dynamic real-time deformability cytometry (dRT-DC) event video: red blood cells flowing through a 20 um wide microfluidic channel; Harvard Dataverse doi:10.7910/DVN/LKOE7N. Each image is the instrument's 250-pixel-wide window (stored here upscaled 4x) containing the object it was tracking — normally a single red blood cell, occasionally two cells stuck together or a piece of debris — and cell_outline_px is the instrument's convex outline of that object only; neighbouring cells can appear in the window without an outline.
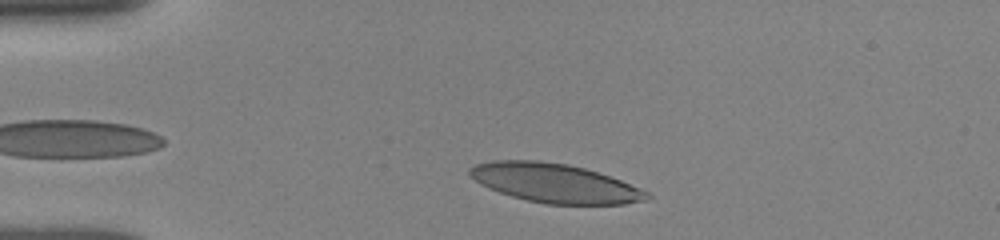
{"species": "human", "species_latin": "Homo sapiens", "temperature_condition": "room temperature", "stored_images_in_passage": 7, "camera_frame_rate_fps": 3000, "um_per_image_px": 0.085, "donor": {"sex": "female"}, "frame": {"image": 1, "passage_image": 3, "time_ms": 0.667, "image_size_px": [1000, 240], "cell_outline_px": [[652, 196], [648, 200], [624, 204], [544, 204], [512, 196], [488, 188], [480, 184], [468, 176], [468, 168], [476, 164], [492, 160], [540, 160], [568, 164], [584, 168], [620, 180], [640, 188], [648, 192]], "centroid_in_image_um": [47.12, 15.56], "position_along_channel_um": 37.9, "area_um2": 40.34}}
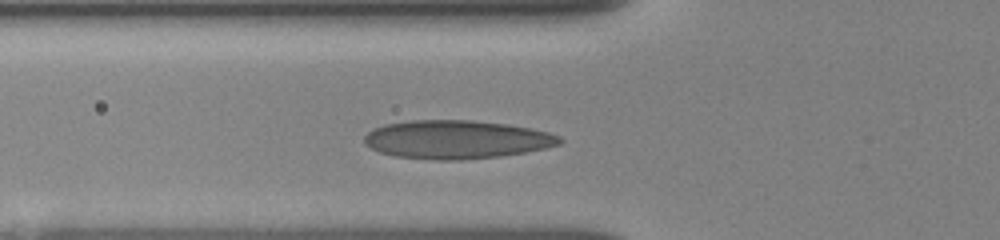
{"frame": {"image": 2, "passage_image": 7, "time_ms": 3.0, "image_size_px": [1000, 240], "cell_outline_px": [[564, 140], [560, 144], [544, 148], [524, 152], [500, 156], [460, 160], [436, 160], [396, 156], [380, 152], [364, 144], [364, 136], [368, 132], [384, 124], [408, 120], [472, 120], [508, 124], [532, 128], [548, 132], [560, 136]], "centroid_in_image_um": [38.81, 11.85], "position_along_channel_um": 87.0, "area_um2": 43.81}}